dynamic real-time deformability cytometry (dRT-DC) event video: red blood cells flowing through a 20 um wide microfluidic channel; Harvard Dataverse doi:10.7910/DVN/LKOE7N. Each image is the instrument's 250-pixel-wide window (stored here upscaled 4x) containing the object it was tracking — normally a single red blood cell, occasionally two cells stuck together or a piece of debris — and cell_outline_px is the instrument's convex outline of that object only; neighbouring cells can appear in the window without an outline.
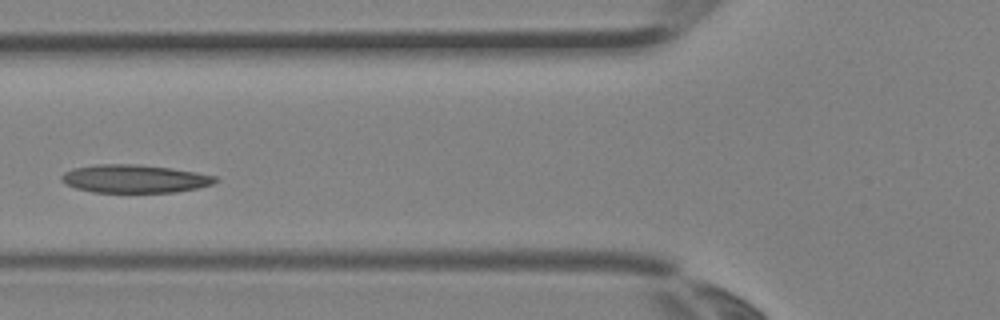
{"species": "Egyptian fruit bat (a non-hibernating species)", "species_latin": "Rousettus aegyptiacus", "temperature_condition": "room temperature", "stored_images_in_passage": 2, "camera_frame_rate_fps": 3000, "um_per_image_px": 0.085, "animal": {"sex": "female"}, "frame": {"image": 1, "passage_image": 2, "time_ms": 0.333, "image_size_px": [1000, 320], "cell_outline_px": [[220, 180], [212, 184], [196, 188], [176, 192], [92, 192], [76, 188], [64, 184], [60, 180], [60, 176], [64, 172], [72, 168], [96, 164], [136, 164], [168, 168], [196, 172], [216, 176]], "centroid_in_image_um": [11.39, 15.19], "position_along_channel_um": 114.4, "area_um2": 25.26}}